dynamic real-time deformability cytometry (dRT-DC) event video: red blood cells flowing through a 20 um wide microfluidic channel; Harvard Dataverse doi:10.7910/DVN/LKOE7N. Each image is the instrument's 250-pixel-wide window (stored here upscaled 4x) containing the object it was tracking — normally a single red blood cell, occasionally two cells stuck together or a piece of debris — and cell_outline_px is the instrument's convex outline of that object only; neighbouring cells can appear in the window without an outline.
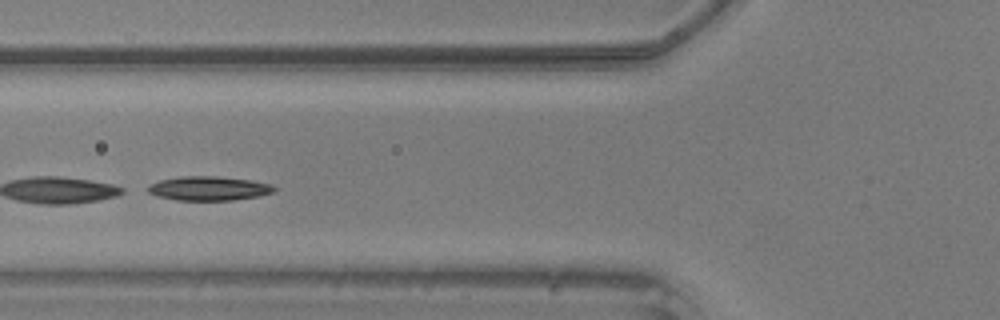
{"species": "common noctule bat (a hibernating species)", "species_latin": "Nyctalus noctula", "temperature_condition": "warm", "stored_images_in_passage": 36, "camera_frame_rate_fps": 3000, "um_per_image_px": 0.085, "animal": {"sex": "male", "body_mass_g": 20.5, "forearm_length_mm": 52.5}, "frame": {"image": 1, "passage_image": 14, "time_ms": 4.333, "image_size_px": [1000, 320], "cell_outline_px": [[276, 188], [272, 192], [260, 196], [236, 200], [176, 200], [156, 196], [148, 192], [148, 188], [152, 184], [160, 180], [180, 176], [216, 176], [252, 180], [272, 184]], "centroid_in_image_um": [17.78, 16.01], "position_along_channel_um": 108.0, "area_um2": 17.8}}
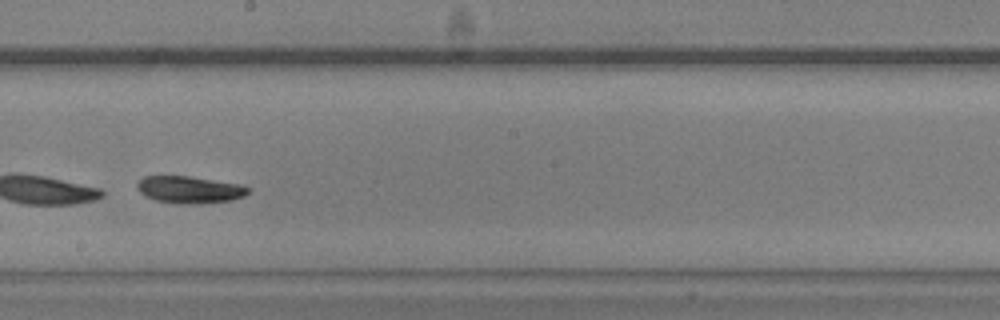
{"frame": {"image": 2, "passage_image": 23, "time_ms": 7.333, "image_size_px": [1000, 320], "cell_outline_px": [[248, 192], [244, 196], [232, 200], [200, 204], [176, 204], [152, 200], [144, 196], [136, 188], [136, 184], [144, 176], [188, 176], [240, 184], [248, 188]], "centroid_in_image_um": [16.06, 16.14], "position_along_channel_um": 232.1, "area_um2": 17.69}}
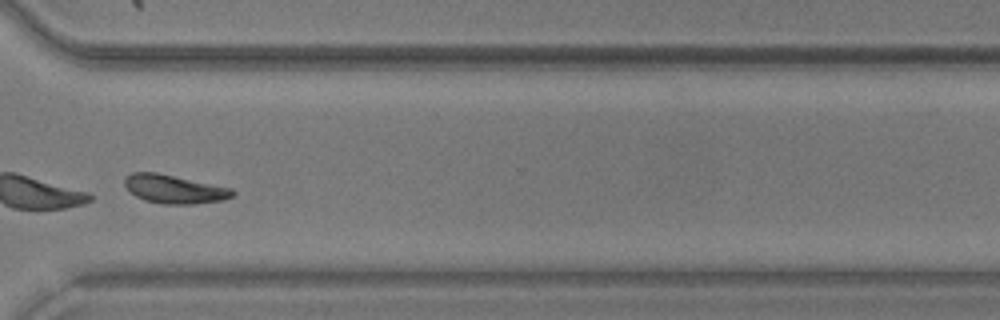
{"frame": {"image": 3, "passage_image": 32, "time_ms": 10.333, "image_size_px": [1000, 320], "cell_outline_px": [[236, 192], [232, 196], [224, 200], [192, 204], [164, 204], [144, 200], [136, 196], [124, 184], [124, 176], [132, 172], [156, 172], [232, 188]], "centroid_in_image_um": [14.81, 16.07], "position_along_channel_um": 355.8, "area_um2": 17.92}}